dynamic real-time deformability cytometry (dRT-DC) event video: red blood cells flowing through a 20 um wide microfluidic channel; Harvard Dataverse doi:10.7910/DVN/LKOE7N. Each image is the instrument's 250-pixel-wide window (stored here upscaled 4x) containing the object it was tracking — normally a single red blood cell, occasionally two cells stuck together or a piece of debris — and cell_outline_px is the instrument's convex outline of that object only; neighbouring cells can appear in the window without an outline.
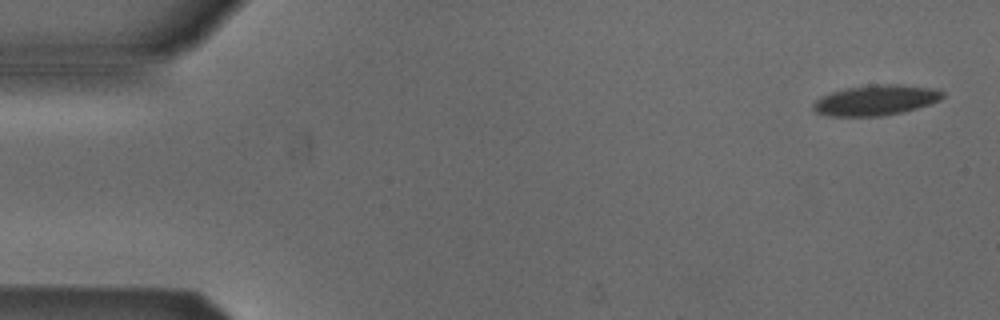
{"species": "Egyptian fruit bat (a non-hibernating species)", "species_latin": "Rousettus aegyptiacus", "temperature_condition": "cold", "stored_images_in_passage": 4, "camera_frame_rate_fps": 3000, "um_per_image_px": 0.085, "animal": {"sex": "male"}, "frame": {"image": 1, "passage_image": 1, "time_ms": 0.0, "image_size_px": [1000, 320], "cell_outline_px": [[944, 96], [940, 100], [916, 108], [900, 112], [880, 116], [828, 116], [816, 112], [812, 108], [812, 104], [816, 100], [832, 92], [848, 88], [872, 84], [900, 84], [940, 88], [944, 92]], "centroid_in_image_um": [74.48, 8.5], "position_along_channel_um": 10.5, "area_um2": 22.89}}